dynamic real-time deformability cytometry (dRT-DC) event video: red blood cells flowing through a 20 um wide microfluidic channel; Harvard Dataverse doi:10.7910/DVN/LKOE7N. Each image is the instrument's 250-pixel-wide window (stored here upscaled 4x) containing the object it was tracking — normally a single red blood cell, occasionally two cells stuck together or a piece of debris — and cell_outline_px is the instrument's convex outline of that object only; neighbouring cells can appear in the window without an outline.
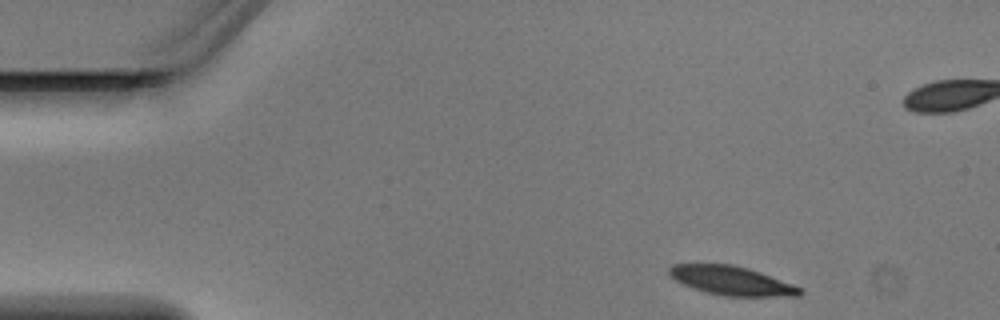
{"species": "Egyptian fruit bat (a non-hibernating species)", "species_latin": "Rousettus aegyptiacus", "temperature_condition": "warm", "stored_images_in_passage": 4, "camera_frame_rate_fps": 3000, "um_per_image_px": 0.085, "animal": {"sex": "male"}, "frame": {"image": 1, "passage_image": 1, "time_ms": 0.0, "image_size_px": [1000, 320], "cell_outline_px": [[804, 292], [800, 296], [724, 296], [704, 292], [692, 288], [676, 280], [668, 272], [668, 268], [672, 264], [732, 264], [748, 268], [760, 272], [792, 284], [800, 288]], "centroid_in_image_um": [62.18, 23.86], "position_along_channel_um": 22.8, "area_um2": 21.96}}